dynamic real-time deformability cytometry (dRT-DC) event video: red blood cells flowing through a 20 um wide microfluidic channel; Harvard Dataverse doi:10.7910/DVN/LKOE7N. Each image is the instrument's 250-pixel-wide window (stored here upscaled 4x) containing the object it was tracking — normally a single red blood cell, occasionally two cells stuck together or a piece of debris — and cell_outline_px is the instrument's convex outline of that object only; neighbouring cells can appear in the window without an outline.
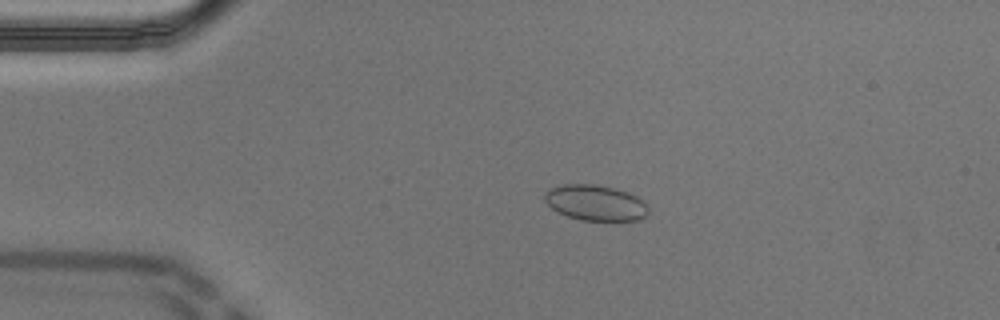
{"species": "Egyptian fruit bat (a non-hibernating species)", "species_latin": "Rousettus aegyptiacus", "temperature_condition": "cold", "stored_images_in_passage": 50, "camera_frame_rate_fps": 3000, "um_per_image_px": 0.085, "animal": {"sex": "male"}, "frame": {"image": 1, "passage_image": 7, "time_ms": 2.0, "image_size_px": [1000, 320], "cell_outline_px": [[648, 216], [640, 220], [580, 220], [556, 212], [544, 200], [544, 192], [552, 188], [564, 184], [596, 184], [628, 192], [636, 196], [648, 208]], "centroid_in_image_um": [50.59, 17.24], "position_along_channel_um": 34.4, "area_um2": 21.44}}
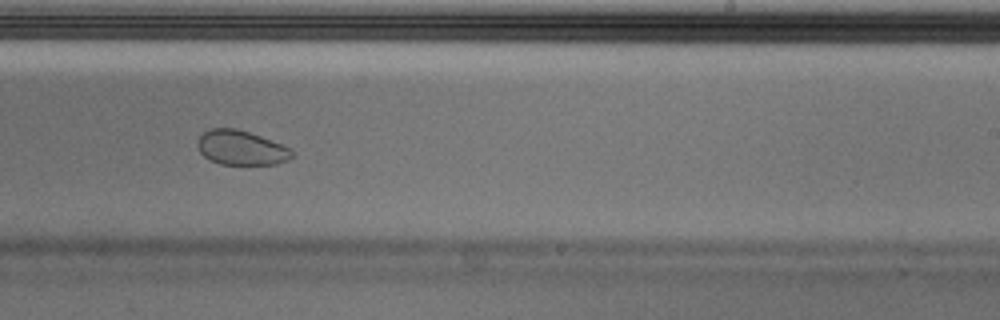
{"frame": {"image": 2, "passage_image": 29, "time_ms": 9.333, "image_size_px": [1000, 320], "cell_outline_px": [[292, 156], [288, 160], [276, 164], [220, 164], [208, 160], [200, 152], [196, 144], [200, 136], [204, 132], [212, 128], [236, 128], [260, 136], [292, 148]], "centroid_in_image_um": [20.48, 12.56], "position_along_channel_um": 268.5, "area_um2": 18.96}}
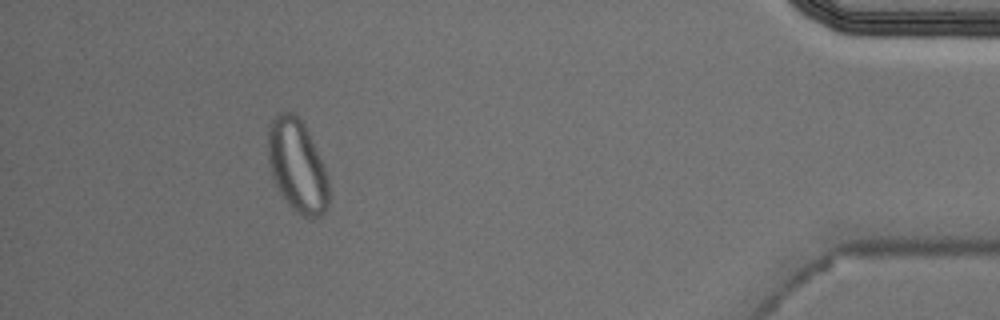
{"frame": {"image": 3, "passage_image": 45, "time_ms": 14.667, "image_size_px": [1000, 320], "cell_outline_px": [[328, 208], [320, 216], [312, 220], [296, 212], [288, 204], [276, 188], [272, 176], [268, 160], [268, 124], [276, 112], [292, 112], [304, 120], [324, 168], [328, 180]], "centroid_in_image_um": [25.24, 14.07], "position_along_channel_um": 410.0, "area_um2": 33.29}}